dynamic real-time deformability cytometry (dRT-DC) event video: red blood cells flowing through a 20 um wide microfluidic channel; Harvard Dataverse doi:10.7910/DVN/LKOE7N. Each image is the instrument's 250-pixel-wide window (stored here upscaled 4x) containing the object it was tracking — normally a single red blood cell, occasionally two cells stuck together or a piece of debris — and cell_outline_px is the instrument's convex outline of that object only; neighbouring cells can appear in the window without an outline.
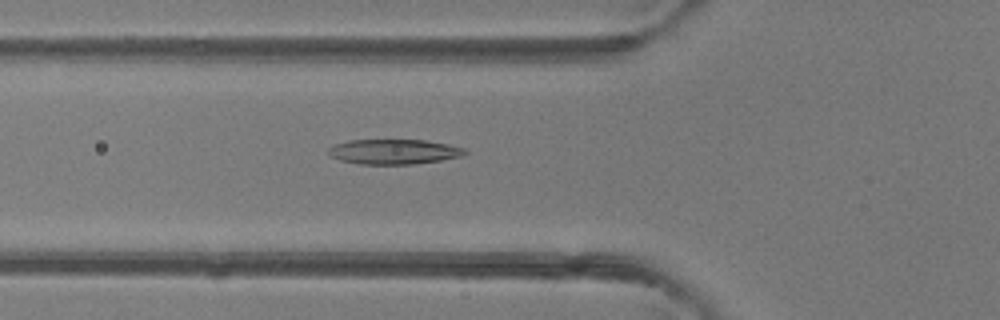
{"species": "common noctule bat (a hibernating species)", "species_latin": "Nyctalus noctula", "temperature_condition": "room temperature", "stored_images_in_passage": 35, "camera_frame_rate_fps": 3000, "um_per_image_px": 0.085, "animal": {"sex": "female"}, "frame": {"image": 1, "passage_image": 4, "time_ms": 1.0, "image_size_px": [1000, 320], "cell_outline_px": [[468, 152], [460, 156], [440, 160], [412, 164], [360, 164], [340, 160], [328, 156], [328, 148], [336, 144], [348, 140], [424, 140], [448, 144], [464, 148]], "centroid_in_image_um": [33.44, 12.89], "position_along_channel_um": 92.4, "area_um2": 19.77}}
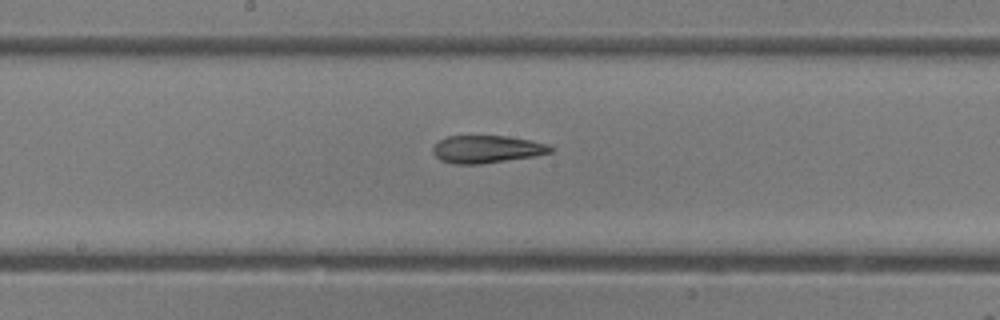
{"frame": {"image": 2, "passage_image": 12, "time_ms": 3.667, "image_size_px": [1000, 320], "cell_outline_px": [[556, 148], [552, 152], [536, 156], [480, 164], [456, 164], [440, 160], [432, 152], [432, 148], [440, 140], [448, 136], [508, 136], [532, 140], [548, 144]], "centroid_in_image_um": [41.43, 12.68], "position_along_channel_um": 206.8, "area_um2": 19.02}}
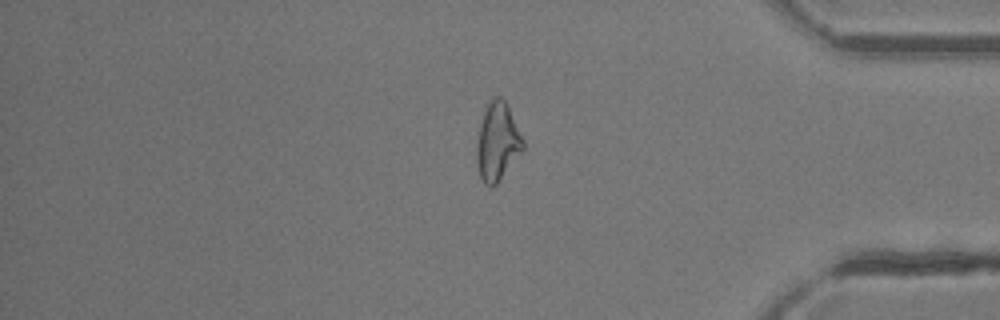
{"frame": {"image": 3, "passage_image": 27, "time_ms": 8.667, "image_size_px": [1000, 320], "cell_outline_px": [[524, 148], [496, 184], [492, 188], [488, 188], [484, 184], [480, 176], [476, 160], [476, 144], [480, 124], [484, 112], [492, 96], [500, 96], [508, 104], [524, 140]], "centroid_in_image_um": [42.27, 12.04], "position_along_channel_um": 392.9, "area_um2": 21.1}, "authors_computed_cell_mechanics": {"area_um2": 20.0566, "velocity_mm_per_s": 4.2556, "shape_relaxation_time_tau1_ms": 7.7782, "shape_relaxation_time_tau2_ms": 3.7831, "deformation_change_tau1": 0.2423, "deformation_change_tau2": 0.1376}}